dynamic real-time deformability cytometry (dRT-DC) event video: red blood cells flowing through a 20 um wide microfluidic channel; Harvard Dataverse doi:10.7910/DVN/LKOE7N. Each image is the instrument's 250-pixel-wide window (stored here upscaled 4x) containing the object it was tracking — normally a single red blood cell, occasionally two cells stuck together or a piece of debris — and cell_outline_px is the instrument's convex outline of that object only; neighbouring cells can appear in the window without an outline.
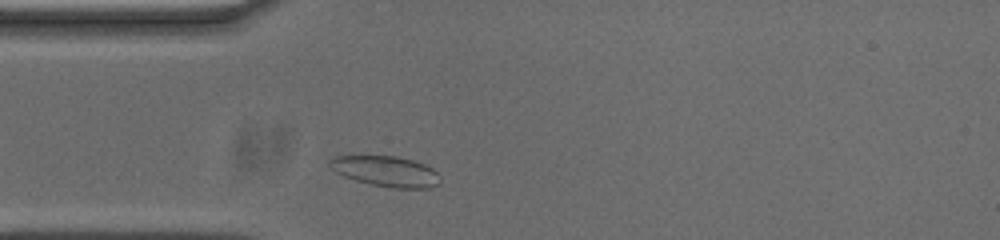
{"species": "common noctule bat (a hibernating species)", "species_latin": "Nyctalus noctula", "temperature_condition": "cold", "stored_images_in_passage": 32, "camera_frame_rate_fps": 3000, "um_per_image_px": 0.085, "animal": {"sex": "male", "body_mass_g": 20.0, "forearm_length_mm": 53.3}, "frame": {"image": 1, "passage_image": 4, "time_ms": 1.0, "image_size_px": [1000, 240], "cell_outline_px": [[440, 184], [428, 188], [392, 188], [372, 184], [356, 180], [344, 176], [336, 172], [328, 164], [328, 156], [396, 156], [412, 160], [424, 164], [432, 168], [440, 176]], "centroid_in_image_um": [32.79, 14.55], "position_along_channel_um": 52.2, "area_um2": 19.65}}
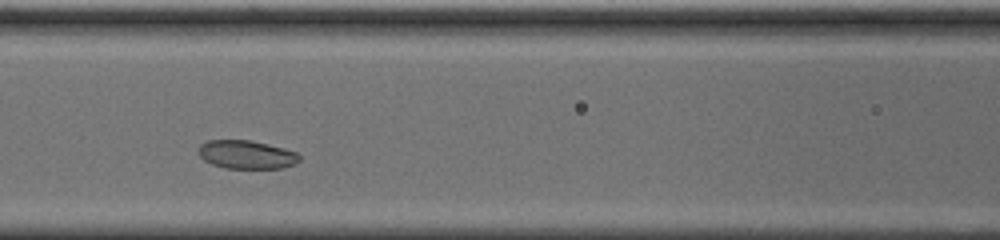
{"frame": {"image": 2, "passage_image": 12, "time_ms": 3.667, "image_size_px": [1000, 240], "cell_outline_px": [[300, 160], [296, 164], [280, 168], [224, 168], [212, 164], [204, 160], [196, 152], [200, 144], [208, 140], [248, 140], [268, 144], [284, 148], [296, 152], [300, 156]], "centroid_in_image_um": [20.93, 13.14], "position_along_channel_um": 145.7, "area_um2": 16.82}}
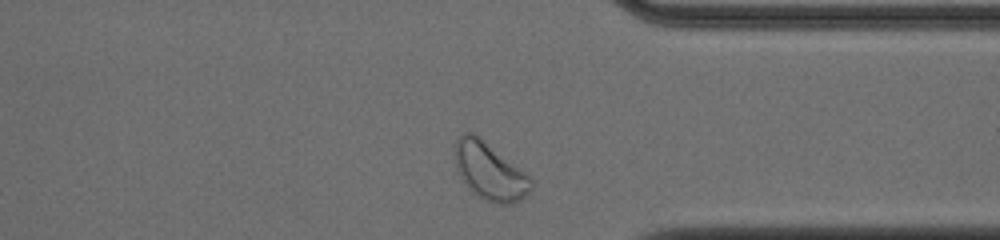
{"frame": {"image": 3, "passage_image": 31, "time_ms": 10.0, "image_size_px": [1000, 240], "cell_outline_px": [[532, 188], [520, 200], [512, 204], [492, 204], [476, 196], [468, 188], [460, 176], [456, 168], [452, 152], [456, 140], [464, 132], [472, 132], [524, 172], [532, 180]], "centroid_in_image_um": [41.56, 14.59], "position_along_channel_um": 369.8, "area_um2": 25.32}, "authors_computed_cell_mechanics": {"area_um2": 17.7446, "velocity_mm_per_s": 3.6306, "shape_relaxation_time_tau1_ms": 2.6261, "shape_relaxation_time_tau2_ms": null, "deformation_change_tau1": 0.0736, "deformation_change_tau2": null}}